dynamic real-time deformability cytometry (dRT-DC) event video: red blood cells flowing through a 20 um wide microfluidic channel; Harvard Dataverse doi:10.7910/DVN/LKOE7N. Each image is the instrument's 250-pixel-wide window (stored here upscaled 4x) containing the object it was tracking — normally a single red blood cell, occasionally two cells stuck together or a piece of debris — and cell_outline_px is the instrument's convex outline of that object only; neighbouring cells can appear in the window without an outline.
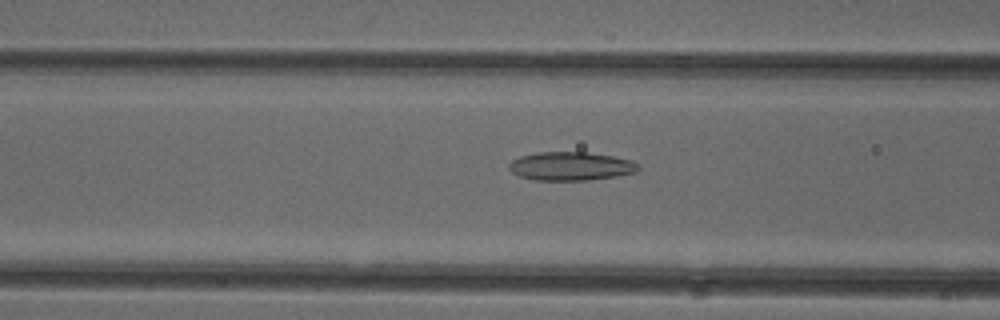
{"species": "common noctule bat (a hibernating species)", "species_latin": "Nyctalus noctula", "temperature_condition": "cold", "stored_images_in_passage": 50, "camera_frame_rate_fps": 3000, "um_per_image_px": 0.085, "animal": {"sex": "female"}, "frame": {"image": 1, "passage_image": 19, "time_ms": 6.0, "image_size_px": [1000, 320], "cell_outline_px": [[640, 168], [636, 172], [616, 176], [588, 180], [536, 180], [520, 176], [512, 172], [508, 168], [508, 164], [512, 160], [520, 156], [536, 152], [584, 152], [612, 156], [632, 160]], "centroid_in_image_um": [48.49, 14.12], "position_along_channel_um": 118.1, "area_um2": 21.44}}
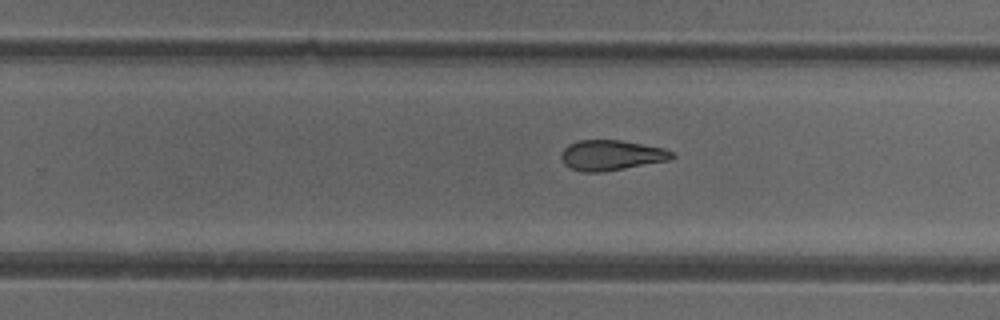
{"frame": {"image": 2, "passage_image": 31, "time_ms": 10.0, "image_size_px": [1000, 320], "cell_outline_px": [[676, 156], [672, 160], [600, 172], [584, 172], [572, 168], [564, 164], [560, 156], [564, 148], [568, 144], [580, 140], [620, 140], [664, 148], [676, 152]], "centroid_in_image_um": [52.01, 13.19], "position_along_channel_um": 277.8, "area_um2": 19.59}}
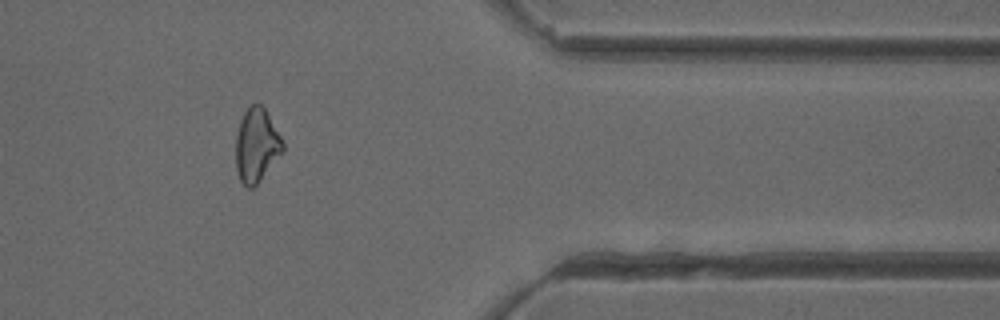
{"frame": {"image": 3, "passage_image": 41, "time_ms": 13.333, "image_size_px": [1000, 320], "cell_outline_px": [[284, 152], [260, 180], [252, 188], [248, 188], [240, 180], [236, 168], [236, 136], [240, 120], [244, 112], [252, 104], [260, 104], [264, 108], [280, 136], [284, 144]], "centroid_in_image_um": [21.8, 12.36], "position_along_channel_um": 389.6, "area_um2": 20.0}, "authors_computed_cell_mechanics": {"area_um2": 21.0103, "velocity_mm_per_s": 3.9922, "shape_relaxation_time_tau1_ms": null, "shape_relaxation_time_tau2_ms": 3.5415, "deformation_change_tau1": null, "deformation_change_tau2": 0.1179}}